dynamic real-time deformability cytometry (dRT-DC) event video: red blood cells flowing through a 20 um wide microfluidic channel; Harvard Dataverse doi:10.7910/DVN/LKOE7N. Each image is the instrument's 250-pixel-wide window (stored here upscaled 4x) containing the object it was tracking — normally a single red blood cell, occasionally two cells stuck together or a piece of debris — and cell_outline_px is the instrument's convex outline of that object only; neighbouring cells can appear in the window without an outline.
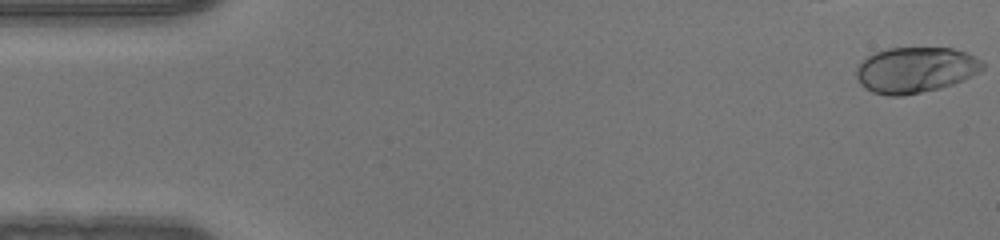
{"species": "human", "species_latin": "Homo sapiens", "temperature_condition": "warm", "stored_images_in_passage": 15, "camera_frame_rate_fps": 3000, "um_per_image_px": 0.085, "donor": {"sex": "male"}, "frame": {"image": 1, "passage_image": 1, "time_ms": 0.0, "image_size_px": [1000, 240], "cell_outline_px": [[984, 68], [980, 72], [952, 84], [940, 88], [900, 96], [888, 96], [872, 92], [864, 88], [860, 84], [856, 76], [856, 68], [868, 56], [876, 52], [888, 48], [952, 48], [964, 52], [980, 60], [984, 64]], "centroid_in_image_um": [77.79, 5.95], "position_along_channel_um": 7.2, "area_um2": 33.41}}